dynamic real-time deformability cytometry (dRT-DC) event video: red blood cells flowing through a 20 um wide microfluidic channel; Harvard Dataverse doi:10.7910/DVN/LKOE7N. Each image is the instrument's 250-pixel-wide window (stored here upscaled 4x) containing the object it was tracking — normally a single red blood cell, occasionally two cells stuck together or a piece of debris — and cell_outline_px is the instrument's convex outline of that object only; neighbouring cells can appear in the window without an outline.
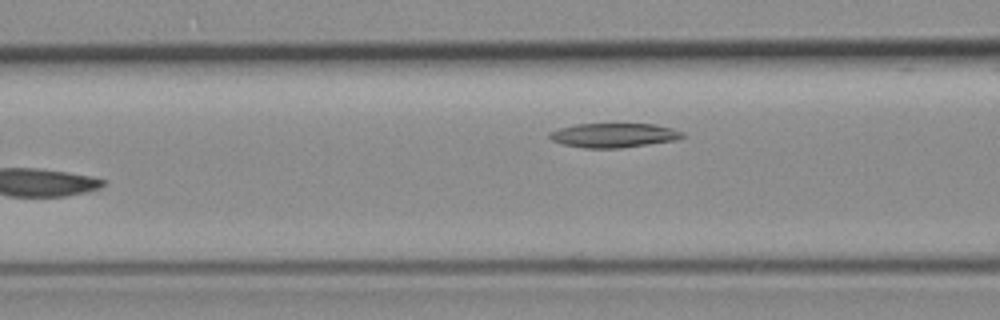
{"species": "common noctule bat (a hibernating species)", "species_latin": "Nyctalus noctula", "temperature_condition": "room temperature", "stored_images_in_passage": 6, "camera_frame_rate_fps": 3000, "um_per_image_px": 0.085, "animal": {"sex": "female", "body_mass_g": 19.3, "forearm_length_mm": 54.1}, "frame": {"image": 1, "passage_image": 5, "time_ms": 5.667, "image_size_px": [1000, 320], "cell_outline_px": [[684, 136], [672, 140], [620, 148], [584, 148], [564, 144], [552, 140], [548, 136], [548, 132], [560, 128], [576, 124], [656, 124], [672, 128], [684, 132]], "centroid_in_image_um": [52.13, 11.49], "position_along_channel_um": 114.5, "area_um2": 18.61}}
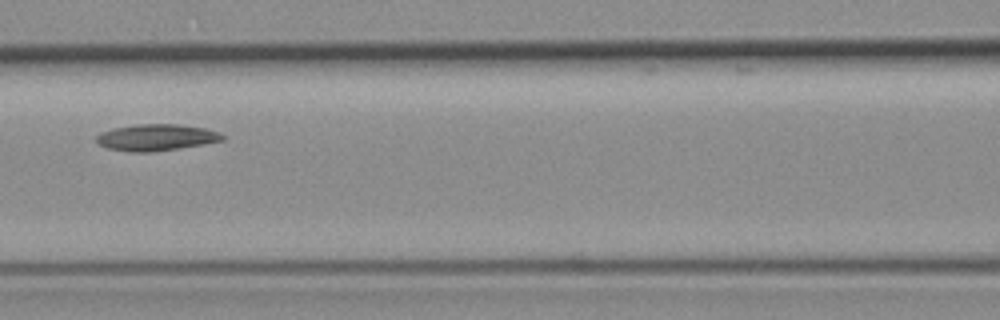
{"frame": {"image": 2, "passage_image": 6, "time_ms": 6.667, "image_size_px": [1000, 320], "cell_outline_px": [[224, 140], [204, 144], [180, 148], [152, 152], [128, 152], [108, 148], [100, 144], [96, 140], [96, 136], [100, 132], [112, 128], [136, 124], [176, 124], [204, 128], [220, 132], [224, 136]], "centroid_in_image_um": [13.27, 11.68], "position_along_channel_um": 153.3, "area_um2": 19.54}}